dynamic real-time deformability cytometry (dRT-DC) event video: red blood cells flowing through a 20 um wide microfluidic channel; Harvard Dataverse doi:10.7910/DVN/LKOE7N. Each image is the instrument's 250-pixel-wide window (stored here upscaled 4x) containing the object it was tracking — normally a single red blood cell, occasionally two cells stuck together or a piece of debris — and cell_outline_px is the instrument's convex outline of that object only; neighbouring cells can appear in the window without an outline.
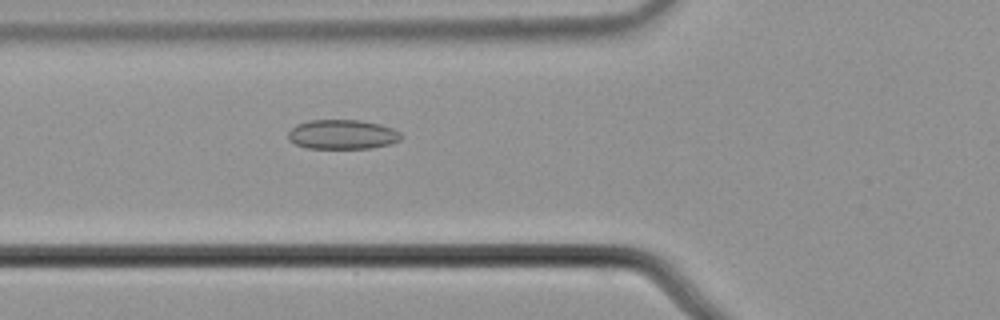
{"species": "common noctule bat (a hibernating species)", "species_latin": "Nyctalus noctula", "temperature_condition": "cold", "stored_images_in_passage": 54, "camera_frame_rate_fps": 3000, "um_per_image_px": 0.085, "animal": {"sex": "male", "body_mass_g": 21.5, "forearm_length_mm": 52.0}, "frame": {"image": 1, "passage_image": 19, "time_ms": 6.0, "image_size_px": [1000, 320], "cell_outline_px": [[404, 136], [400, 140], [388, 144], [372, 148], [308, 148], [296, 144], [288, 140], [288, 132], [296, 124], [308, 120], [360, 120], [380, 124], [392, 128], [400, 132]], "centroid_in_image_um": [29.1, 11.42], "position_along_channel_um": 96.7, "area_um2": 19.48}}
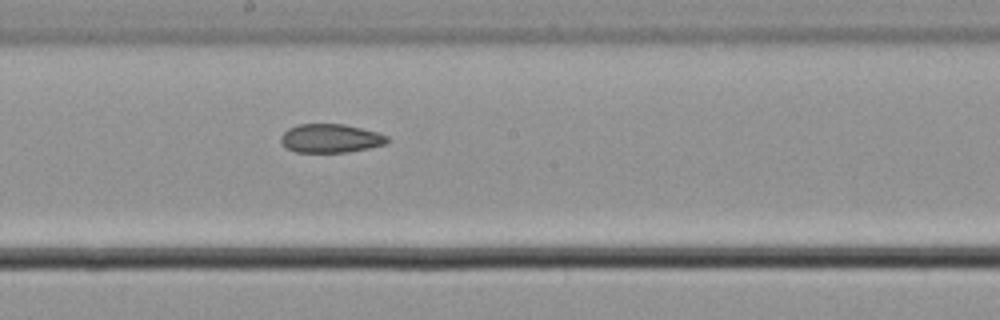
{"frame": {"image": 2, "passage_image": 29, "time_ms": 9.333, "image_size_px": [1000, 320], "cell_outline_px": [[388, 144], [348, 152], [296, 152], [284, 148], [280, 140], [280, 136], [288, 128], [300, 124], [344, 124], [376, 132], [388, 136]], "centroid_in_image_um": [28.07, 11.77], "position_along_channel_um": 220.1, "area_um2": 17.86}}
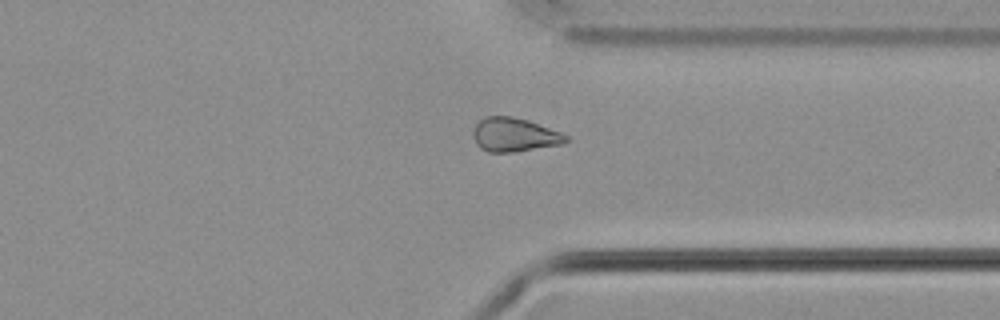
{"frame": {"image": 3, "passage_image": 41, "time_ms": 13.333, "image_size_px": [1000, 320], "cell_outline_px": [[568, 140], [564, 144], [516, 152], [488, 152], [480, 148], [476, 144], [472, 136], [472, 132], [476, 124], [484, 116], [512, 116], [528, 120], [560, 132], [568, 136]], "centroid_in_image_um": [43.7, 11.46], "position_along_channel_um": 367.7, "area_um2": 18.5}, "authors_computed_cell_mechanics": {"area_um2": 19.7965, "velocity_mm_per_s": 3.6871, "shape_relaxation_time_tau1_ms": null, "shape_relaxation_time_tau2_ms": 8.1453, "deformation_change_tau1": null, "deformation_change_tau2": 0.1532}}